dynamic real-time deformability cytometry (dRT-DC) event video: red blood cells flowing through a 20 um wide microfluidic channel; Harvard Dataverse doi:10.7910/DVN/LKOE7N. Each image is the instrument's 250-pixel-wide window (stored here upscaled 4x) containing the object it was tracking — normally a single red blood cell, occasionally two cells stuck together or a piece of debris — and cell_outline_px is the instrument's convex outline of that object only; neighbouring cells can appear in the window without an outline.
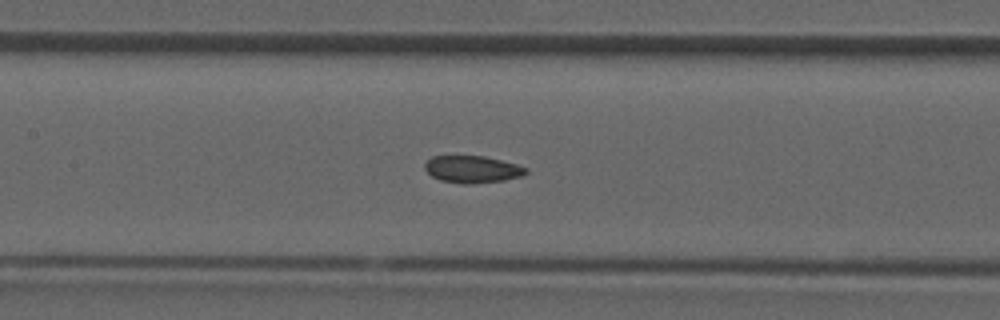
{"species": "common noctule bat (a hibernating species)", "species_latin": "Nyctalus noctula", "temperature_condition": "room temperature", "stored_images_in_passage": 38, "camera_frame_rate_fps": 3000, "um_per_image_px": 0.085, "animal": {"sex": "male", "forearm_length_mm": 52.5}, "frame": {"image": 1, "passage_image": 17, "time_ms": 5.333, "image_size_px": [1000, 320], "cell_outline_px": [[528, 172], [524, 176], [504, 180], [468, 184], [464, 184], [440, 180], [432, 176], [424, 168], [424, 164], [432, 156], [484, 156], [516, 164], [528, 168]], "centroid_in_image_um": [40.17, 14.39], "position_along_channel_um": 167.2, "area_um2": 15.95}}